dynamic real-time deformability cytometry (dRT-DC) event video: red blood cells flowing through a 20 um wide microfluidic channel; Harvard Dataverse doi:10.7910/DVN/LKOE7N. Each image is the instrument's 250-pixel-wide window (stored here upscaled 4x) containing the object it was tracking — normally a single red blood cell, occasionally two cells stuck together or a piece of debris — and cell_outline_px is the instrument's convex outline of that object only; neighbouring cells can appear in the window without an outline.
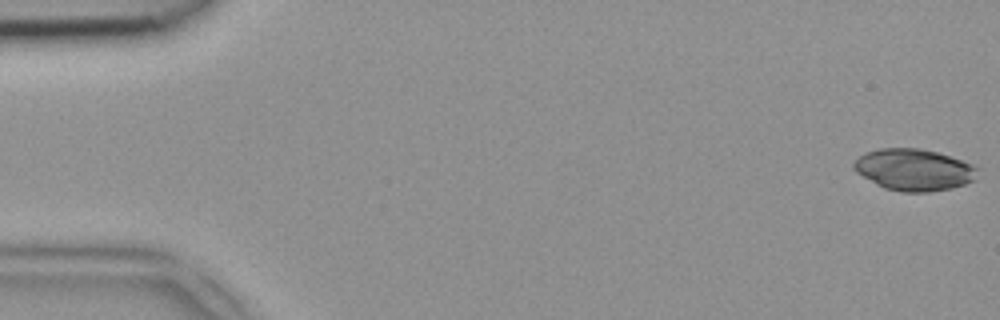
{"species": "common noctule bat (a hibernating species)", "species_latin": "Nyctalus noctula", "temperature_condition": "room temperature", "stored_images_in_passage": 49, "camera_frame_rate_fps": 3000, "um_per_image_px": 0.085, "animal": {"sex": "female", "body_mass_g": 18.4}, "frame": {"image": 1, "passage_image": 1, "time_ms": 0.0, "image_size_px": [1000, 320], "cell_outline_px": [[980, 168], [972, 180], [964, 184], [952, 188], [928, 192], [900, 192], [884, 188], [876, 184], [856, 172], [852, 168], [852, 164], [864, 152], [880, 148], [920, 148], [936, 152], [972, 164]], "centroid_in_image_um": [77.65, 14.43], "position_along_channel_um": 7.4, "area_um2": 30.0}}